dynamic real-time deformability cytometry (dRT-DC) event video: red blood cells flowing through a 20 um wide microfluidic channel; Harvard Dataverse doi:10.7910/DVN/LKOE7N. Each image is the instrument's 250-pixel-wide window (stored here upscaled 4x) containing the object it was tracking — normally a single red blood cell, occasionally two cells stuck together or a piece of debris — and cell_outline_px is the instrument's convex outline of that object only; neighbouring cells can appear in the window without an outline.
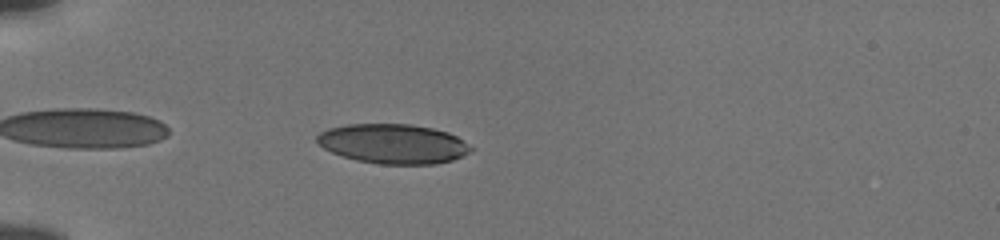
{"species": "human", "species_latin": "Homo sapiens", "temperature_condition": "cold", "stored_images_in_passage": 41, "camera_frame_rate_fps": 3000, "um_per_image_px": 0.085, "donor": {"sex": "male"}, "frame": {"image": 1, "passage_image": 3, "time_ms": 0.667, "image_size_px": [1000, 240], "cell_outline_px": [[476, 148], [452, 160], [436, 164], [380, 164], [356, 160], [332, 152], [324, 148], [316, 140], [316, 136], [320, 132], [328, 128], [348, 124], [408, 124], [432, 128], [448, 132], [456, 136]], "centroid_in_image_um": [33.43, 12.22], "position_along_channel_um": 51.6, "area_um2": 35.43}}
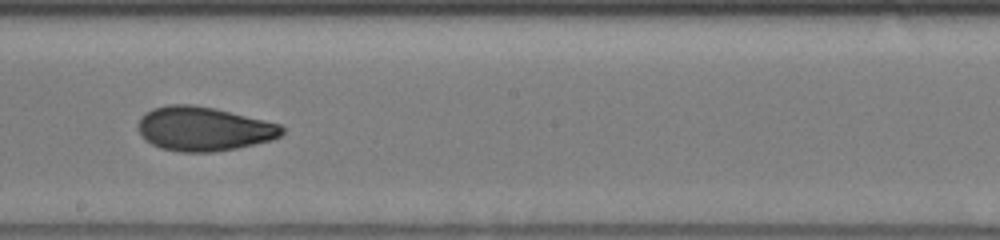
{"frame": {"image": 2, "passage_image": 19, "time_ms": 6.0, "image_size_px": [1000, 240], "cell_outline_px": [[284, 132], [280, 136], [272, 140], [236, 148], [212, 152], [180, 152], [160, 148], [144, 140], [140, 136], [136, 128], [136, 124], [140, 116], [144, 112], [152, 108], [168, 104], [192, 104], [216, 108], [280, 124], [284, 128]], "centroid_in_image_um": [17.25, 10.94], "position_along_channel_um": 231.0, "area_um2": 37.51}}
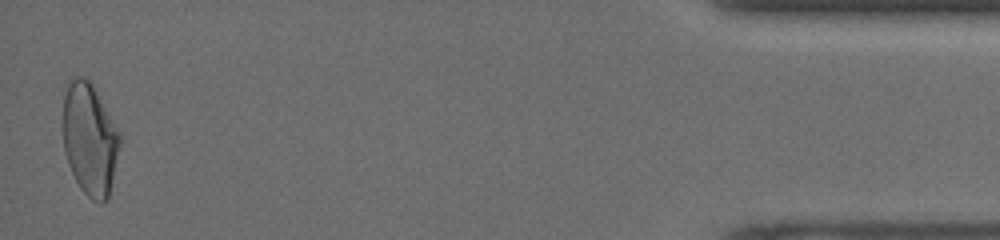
{"frame": {"image": 3, "passage_image": 40, "time_ms": 13.0, "image_size_px": [1000, 240], "cell_outline_px": [[120, 144], [108, 200], [100, 204], [92, 200], [80, 188], [68, 164], [64, 152], [64, 96], [68, 80], [72, 76], [80, 76], [92, 80], [120, 132]], "centroid_in_image_um": [7.64, 11.78], "position_along_channel_um": 427.6, "area_um2": 37.51}, "authors_computed_cell_mechanics": {"area_um2": 36.5874, "velocity_mm_per_s": 3.8436, "shape_relaxation_time_tau1_ms": 8.1723, "shape_relaxation_time_tau2_ms": 1.4825, "deformation_change_tau1": 0.1921, "deformation_change_tau2": 0.0702}}